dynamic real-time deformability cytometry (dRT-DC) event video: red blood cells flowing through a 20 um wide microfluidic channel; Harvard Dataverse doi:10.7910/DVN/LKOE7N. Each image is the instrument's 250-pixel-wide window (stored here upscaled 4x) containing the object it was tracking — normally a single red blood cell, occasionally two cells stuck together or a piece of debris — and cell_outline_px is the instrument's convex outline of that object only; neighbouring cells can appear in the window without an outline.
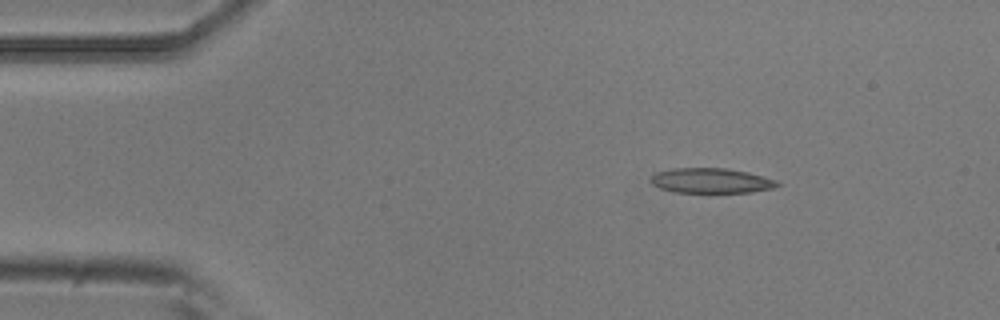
{"species": "common noctule bat (a hibernating species)", "species_latin": "Nyctalus noctula", "temperature_condition": "room temperature", "stored_images_in_passage": 2, "camera_frame_rate_fps": 3000, "um_per_image_px": 0.085, "animal": {"sex": "male", "body_mass_g": 20.5, "forearm_length_mm": 52.5}, "frame": {"image": 1, "passage_image": 2, "time_ms": 0.333, "image_size_px": [1000, 320], "cell_outline_px": [[780, 184], [772, 188], [752, 192], [708, 196], [676, 192], [660, 188], [652, 184], [648, 180], [656, 172], [672, 168], [724, 168], [748, 172], [776, 180]], "centroid_in_image_um": [60.41, 15.41], "position_along_channel_um": 24.6, "area_um2": 19.42}}